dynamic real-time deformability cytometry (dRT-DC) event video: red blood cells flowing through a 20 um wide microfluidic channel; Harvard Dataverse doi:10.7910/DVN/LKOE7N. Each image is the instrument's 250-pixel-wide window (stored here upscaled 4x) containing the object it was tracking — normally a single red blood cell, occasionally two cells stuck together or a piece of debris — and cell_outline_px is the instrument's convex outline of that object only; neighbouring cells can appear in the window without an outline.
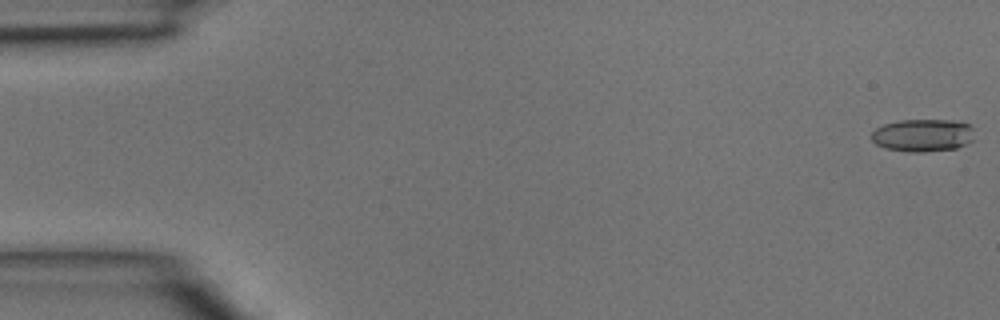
{"species": "common noctule bat (a hibernating species)", "species_latin": "Nyctalus noctula", "temperature_condition": "room temperature", "stored_images_in_passage": 5, "camera_frame_rate_fps": 3000, "um_per_image_px": 0.085, "animal": {"sex": "male", "body_mass_g": 15.6}, "frame": {"image": 1, "passage_image": 1, "time_ms": 0.0, "image_size_px": [1000, 320], "cell_outline_px": [[972, 140], [968, 144], [956, 148], [924, 152], [908, 152], [884, 148], [876, 144], [872, 140], [872, 132], [876, 128], [884, 124], [900, 120], [952, 120], [968, 124], [972, 128]], "centroid_in_image_um": [78.42, 11.5], "position_along_channel_um": 6.6, "area_um2": 19.59}}
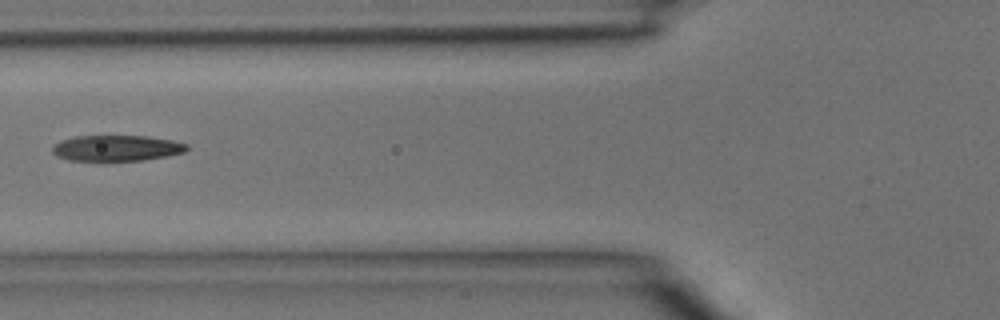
{"frame": {"image": 2, "passage_image": 5, "time_ms": 1.333, "image_size_px": [1000, 320], "cell_outline_px": [[188, 148], [184, 152], [168, 156], [144, 160], [104, 164], [68, 160], [56, 156], [52, 152], [52, 144], [60, 140], [76, 136], [148, 136], [172, 140], [188, 144]], "centroid_in_image_um": [9.85, 12.64], "position_along_channel_um": 116.0, "area_um2": 21.39}}